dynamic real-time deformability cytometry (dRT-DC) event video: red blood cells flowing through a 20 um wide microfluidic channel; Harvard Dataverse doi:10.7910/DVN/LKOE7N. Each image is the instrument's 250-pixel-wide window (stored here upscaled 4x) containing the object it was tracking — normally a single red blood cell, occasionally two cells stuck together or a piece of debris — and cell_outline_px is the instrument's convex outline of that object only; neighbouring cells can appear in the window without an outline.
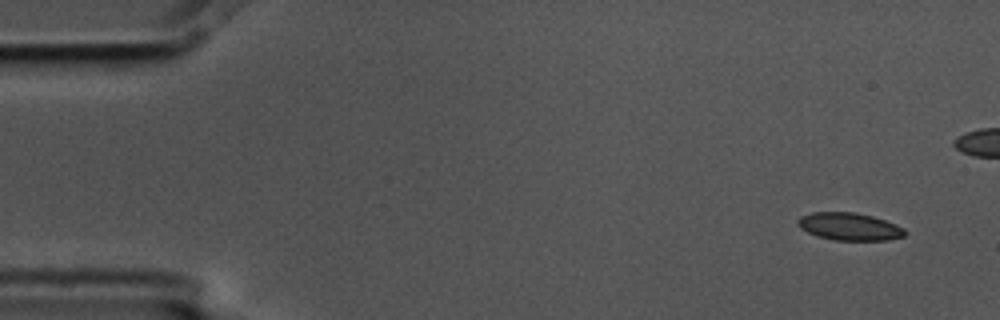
{"species": "common noctule bat (a hibernating species)", "species_latin": "Nyctalus noctula", "temperature_condition": "cold", "stored_images_in_passage": 9, "camera_frame_rate_fps": 3000, "um_per_image_px": 0.085, "animal": {"sex": "male", "body_mass_g": 17.5, "forearm_length_mm": 52.3}, "frame": {"image": 1, "passage_image": 1, "time_ms": 0.0, "image_size_px": [1000, 320], "cell_outline_px": [[908, 232], [904, 236], [888, 240], [836, 240], [820, 236], [808, 232], [800, 228], [796, 220], [800, 216], [812, 212], [856, 212], [872, 216], [896, 224], [904, 228]], "centroid_in_image_um": [72.22, 19.25], "position_along_channel_um": 12.8, "area_um2": 17.17}}